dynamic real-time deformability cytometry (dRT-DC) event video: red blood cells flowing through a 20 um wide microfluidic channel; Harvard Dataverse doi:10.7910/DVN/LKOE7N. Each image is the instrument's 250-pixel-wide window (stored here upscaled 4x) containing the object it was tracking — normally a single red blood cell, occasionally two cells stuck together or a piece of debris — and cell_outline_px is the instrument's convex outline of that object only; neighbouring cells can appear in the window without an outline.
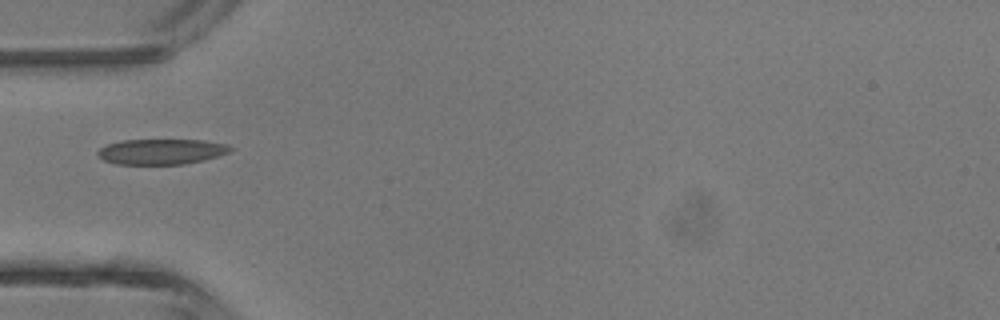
{"species": "common noctule bat (a hibernating species)", "species_latin": "Nyctalus noctula", "temperature_condition": "room temperature", "stored_images_in_passage": 5, "camera_frame_rate_fps": 3000, "um_per_image_px": 0.085, "animal": {"sex": "male", "body_mass_g": 13.3}, "frame": {"image": 1, "passage_image": 4, "time_ms": 3.667, "image_size_px": [1000, 320], "cell_outline_px": [[232, 148], [228, 152], [204, 160], [184, 164], [116, 164], [104, 160], [96, 156], [96, 152], [100, 148], [108, 144], [120, 140], [204, 140], [228, 144]], "centroid_in_image_um": [13.68, 12.88], "position_along_channel_um": 71.3, "area_um2": 19.65}}
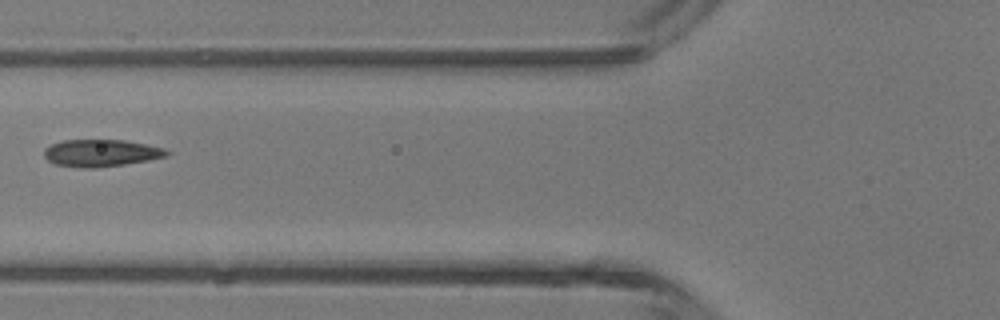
{"frame": {"image": 2, "passage_image": 5, "time_ms": 4.667, "image_size_px": [1000, 320], "cell_outline_px": [[172, 152], [168, 156], [148, 160], [124, 164], [96, 168], [80, 168], [56, 164], [48, 160], [44, 156], [44, 148], [52, 144], [64, 140], [124, 140], [164, 148]], "centroid_in_image_um": [8.6, 13.01], "position_along_channel_um": 117.2, "area_um2": 19.36}}